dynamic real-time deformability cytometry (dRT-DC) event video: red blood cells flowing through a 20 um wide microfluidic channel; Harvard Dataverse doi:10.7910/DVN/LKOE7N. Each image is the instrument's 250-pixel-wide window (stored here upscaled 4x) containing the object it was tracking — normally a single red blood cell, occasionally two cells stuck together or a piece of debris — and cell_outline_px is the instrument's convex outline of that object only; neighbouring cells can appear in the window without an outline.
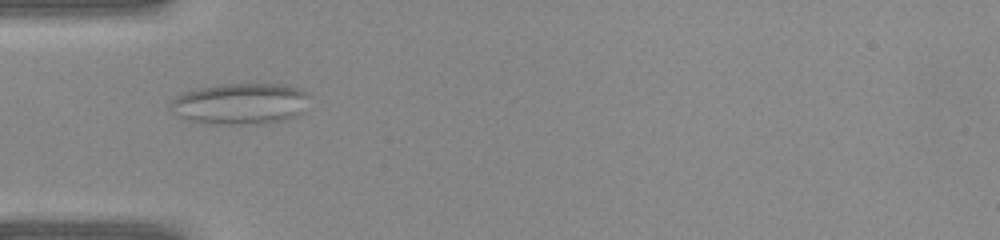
{"species": "common noctule bat (a hibernating species)", "species_latin": "Nyctalus noctula", "temperature_condition": "warm", "stored_images_in_passage": 29, "camera_frame_rate_fps": 3000, "um_per_image_px": 0.085, "animal": {"sex": "female", "body_mass_g": 22.0, "forearm_length_mm": 56.7}, "frame": {"image": 1, "passage_image": 1, "time_ms": 0.0, "image_size_px": [1000, 240], "cell_outline_px": [[308, 96], [300, 112], [296, 116], [284, 120], [260, 124], [208, 124], [192, 120], [180, 116], [172, 112], [168, 108], [168, 104], [176, 96], [184, 92], [216, 84], [288, 84], [300, 88], [308, 92]], "centroid_in_image_um": [20.4, 8.81], "position_along_channel_um": 64.6, "area_um2": 33.47}}
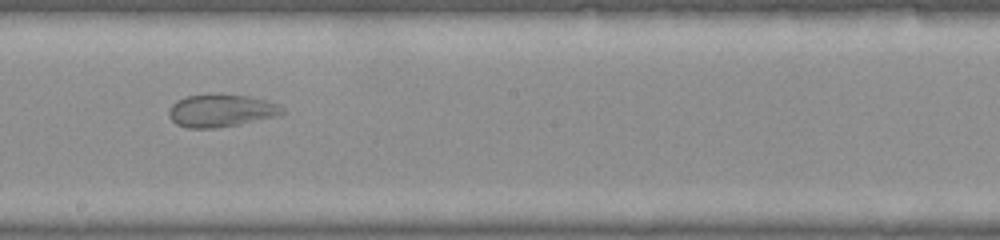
{"frame": {"image": 2, "passage_image": 11, "time_ms": 3.333, "image_size_px": [1000, 240], "cell_outline_px": [[284, 112], [280, 116], [240, 124], [216, 128], [188, 128], [176, 124], [168, 116], [168, 108], [176, 100], [184, 96], [248, 96], [280, 104], [284, 108]], "centroid_in_image_um": [18.8, 9.44], "position_along_channel_um": 229.4, "area_um2": 21.33}}
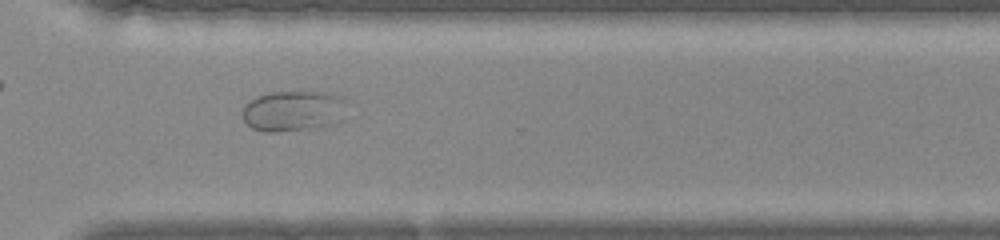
{"frame": {"image": 3, "passage_image": 18, "time_ms": 5.667, "image_size_px": [1000, 240], "cell_outline_px": [[352, 104], [348, 120], [324, 128], [276, 132], [264, 132], [252, 128], [244, 120], [244, 108], [256, 96], [272, 92], [324, 92], [340, 96], [348, 100]], "centroid_in_image_um": [25.16, 9.46], "position_along_channel_um": 345.4, "area_um2": 25.95}}